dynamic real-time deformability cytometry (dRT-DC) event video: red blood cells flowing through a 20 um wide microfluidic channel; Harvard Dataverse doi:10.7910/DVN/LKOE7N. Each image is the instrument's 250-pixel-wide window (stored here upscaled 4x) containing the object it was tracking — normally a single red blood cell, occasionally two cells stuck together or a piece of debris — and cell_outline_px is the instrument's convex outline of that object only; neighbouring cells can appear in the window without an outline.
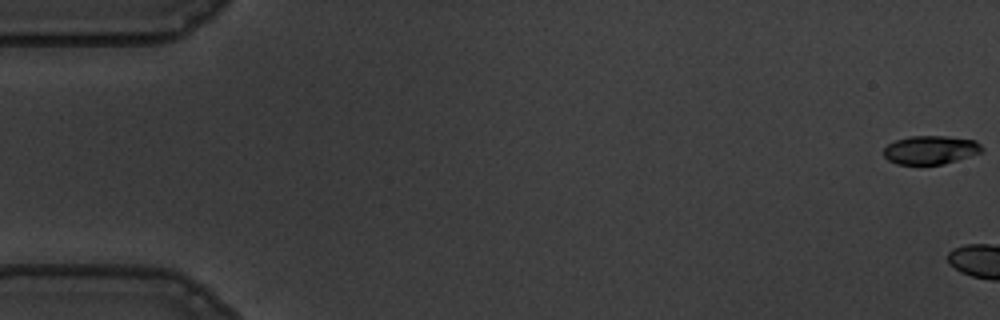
{"species": "common noctule bat (a hibernating species)", "species_latin": "Nyctalus noctula", "temperature_condition": "warm", "stored_images_in_passage": 4, "camera_frame_rate_fps": 3000, "um_per_image_px": 0.085, "animal": {"sex": "male", "body_mass_g": 19.5, "forearm_length_mm": 54.6}, "frame": {"image": 1, "passage_image": 1, "time_ms": 0.0, "image_size_px": [1000, 320], "cell_outline_px": [[984, 148], [980, 152], [944, 164], [896, 164], [888, 160], [884, 156], [884, 148], [888, 144], [896, 140], [908, 136], [948, 136], [976, 140]], "centroid_in_image_um": [79.08, 12.73], "position_along_channel_um": 5.9, "area_um2": 16.3}}